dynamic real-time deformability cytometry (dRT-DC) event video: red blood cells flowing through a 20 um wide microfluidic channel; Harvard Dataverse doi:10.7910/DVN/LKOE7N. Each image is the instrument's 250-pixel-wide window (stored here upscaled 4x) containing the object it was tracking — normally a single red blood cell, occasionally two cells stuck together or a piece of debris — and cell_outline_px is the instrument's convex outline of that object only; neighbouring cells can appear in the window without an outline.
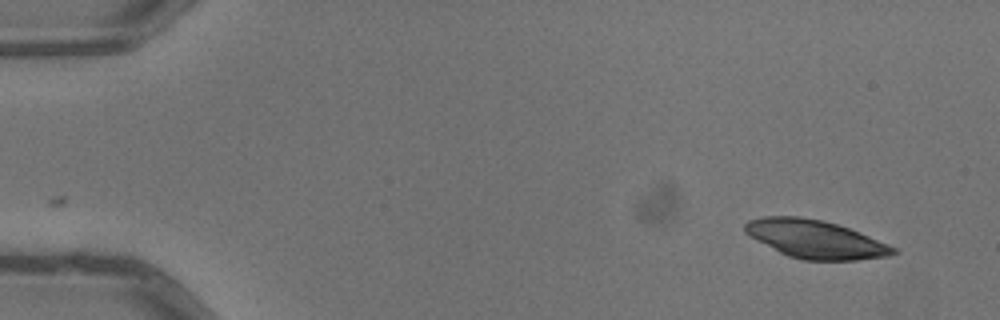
{"species": "common noctule bat (a hibernating species)", "species_latin": "Nyctalus noctula", "temperature_condition": "warm", "stored_images_in_passage": 2, "camera_frame_rate_fps": 3000, "um_per_image_px": 0.085, "animal": {"sex": "male", "body_mass_g": 13.3}, "frame": {"image": 1, "passage_image": 2, "time_ms": 0.333, "image_size_px": [1000, 320], "cell_outline_px": [[900, 252], [888, 256], [856, 260], [804, 260], [788, 256], [780, 252], [744, 232], [744, 224], [748, 220], [764, 216], [800, 216], [824, 220], [860, 232], [888, 244], [896, 248]], "centroid_in_image_um": [69.33, 20.32], "position_along_channel_um": 15.7, "area_um2": 32.83}}